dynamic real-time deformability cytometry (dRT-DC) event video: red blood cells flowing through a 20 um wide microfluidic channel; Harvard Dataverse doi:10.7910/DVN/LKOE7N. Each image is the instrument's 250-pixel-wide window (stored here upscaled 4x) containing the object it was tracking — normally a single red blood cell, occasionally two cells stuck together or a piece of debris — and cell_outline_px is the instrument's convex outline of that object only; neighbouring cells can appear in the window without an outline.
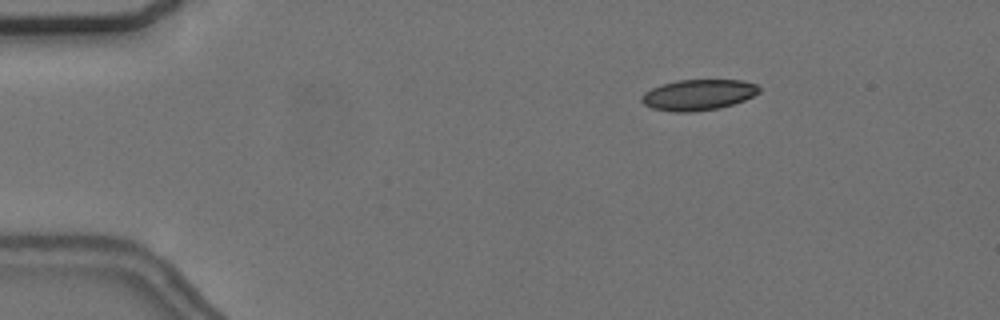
{"species": "common noctule bat (a hibernating species)", "species_latin": "Nyctalus noctula", "temperature_condition": "cold", "stored_images_in_passage": 5, "camera_frame_rate_fps": 3000, "um_per_image_px": 0.085, "animal": {"sex": "female", "body_mass_g": 24.6, "forearm_length_mm": 56.2}, "frame": {"image": 1, "passage_image": 3, "time_ms": 2.333, "image_size_px": [1000, 320], "cell_outline_px": [[760, 92], [744, 100], [720, 108], [692, 112], [676, 112], [652, 108], [644, 104], [640, 100], [640, 96], [644, 92], [660, 84], [676, 80], [744, 80], [756, 84], [760, 88]], "centroid_in_image_um": [59.33, 8.05], "position_along_channel_um": 25.7, "area_um2": 21.21}}